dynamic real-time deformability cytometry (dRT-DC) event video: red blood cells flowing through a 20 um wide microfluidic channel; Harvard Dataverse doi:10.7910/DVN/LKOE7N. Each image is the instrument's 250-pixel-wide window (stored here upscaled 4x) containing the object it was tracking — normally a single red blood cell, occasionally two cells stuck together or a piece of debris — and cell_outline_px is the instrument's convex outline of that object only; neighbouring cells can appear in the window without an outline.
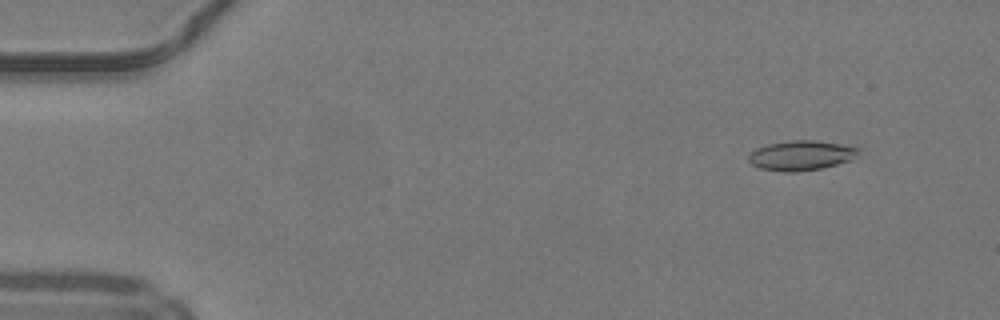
{"species": "common noctule bat (a hibernating species)", "species_latin": "Nyctalus noctula", "temperature_condition": "warm", "stored_images_in_passage": 49, "camera_frame_rate_fps": 3000, "um_per_image_px": 0.085, "animal": {"sex": "male", "body_mass_g": 19.2, "forearm_length_mm": 51.8}, "frame": {"image": 1, "passage_image": 5, "time_ms": 1.333, "image_size_px": [1000, 320], "cell_outline_px": [[860, 148], [848, 160], [836, 164], [820, 168], [796, 172], [784, 172], [760, 168], [752, 164], [748, 160], [748, 156], [756, 148], [768, 144], [788, 140], [812, 140], [840, 144]], "centroid_in_image_um": [68.01, 13.21], "position_along_channel_um": 17.0, "area_um2": 18.67}}
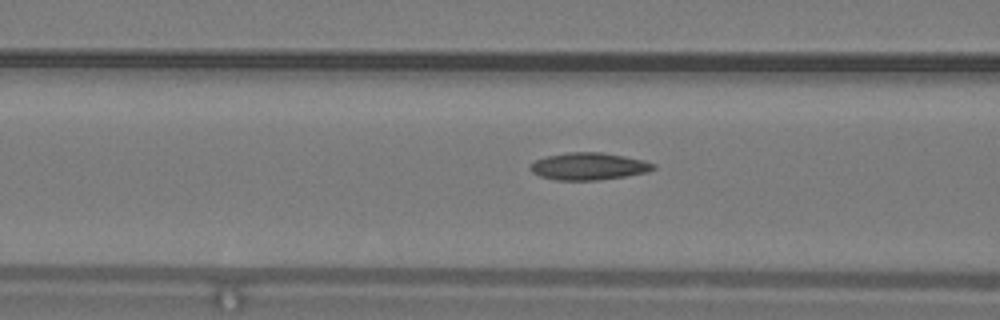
{"frame": {"image": 2, "passage_image": 20, "time_ms": 6.333, "image_size_px": [1000, 320], "cell_outline_px": [[656, 168], [648, 172], [624, 176], [596, 180], [556, 180], [540, 176], [532, 172], [528, 168], [536, 160], [548, 156], [568, 152], [604, 152], [644, 160], [656, 164]], "centroid_in_image_um": [50.06, 14.13], "position_along_channel_um": 116.5, "area_um2": 19.48}}
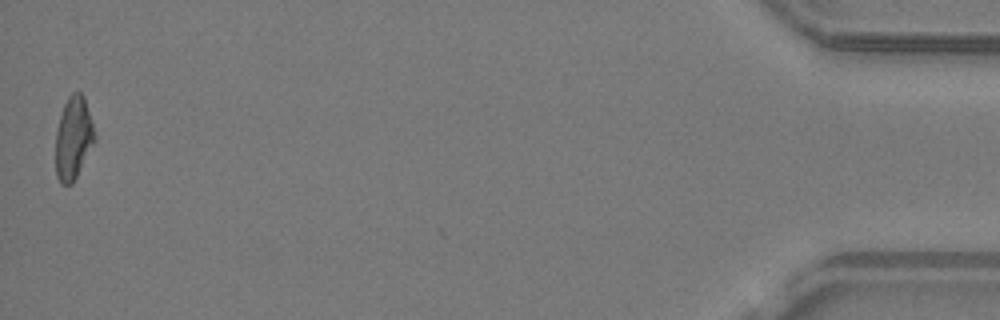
{"frame": {"image": 3, "passage_image": 49, "time_ms": 16.0, "image_size_px": [1000, 320], "cell_outline_px": [[96, 140], [72, 184], [60, 184], [56, 176], [56, 132], [60, 116], [64, 104], [68, 96], [72, 92], [80, 92], [84, 96], [96, 136]], "centroid_in_image_um": [6.24, 11.74], "position_along_channel_um": 429.0, "area_um2": 18.79}, "authors_computed_cell_mechanics": {"area_um2": 19.0162, "velocity_mm_per_s": 4.2152, "shape_relaxation_time_tau1_ms": null, "shape_relaxation_time_tau2_ms": 2.4902, "deformation_change_tau1": null, "deformation_change_tau2": 0.1131}}